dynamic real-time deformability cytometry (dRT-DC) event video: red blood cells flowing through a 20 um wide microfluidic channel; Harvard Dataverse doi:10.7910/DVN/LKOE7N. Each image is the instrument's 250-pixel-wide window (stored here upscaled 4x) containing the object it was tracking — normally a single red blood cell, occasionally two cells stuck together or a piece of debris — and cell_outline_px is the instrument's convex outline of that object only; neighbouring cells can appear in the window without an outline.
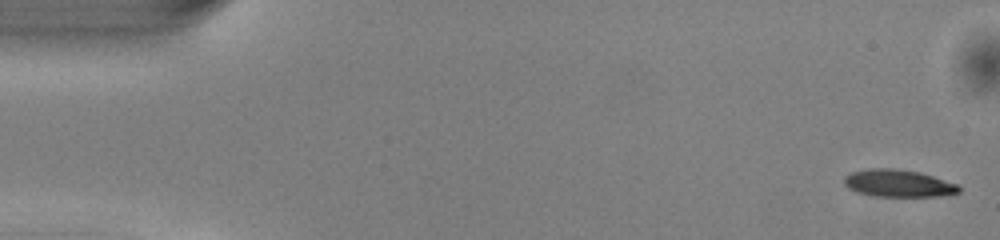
{"species": "common noctule bat (a hibernating species)", "species_latin": "Nyctalus noctula", "temperature_condition": "warm", "stored_images_in_passage": 50, "camera_frame_rate_fps": 3000, "um_per_image_px": 0.085, "animal": {"sex": "male", "body_mass_g": 13.0, "forearm_length_mm": 53.1}, "frame": {"image": 1, "passage_image": 1, "time_ms": 0.0, "image_size_px": [1000, 240], "cell_outline_px": [[960, 192], [940, 196], [876, 196], [856, 192], [848, 188], [844, 184], [844, 176], [852, 172], [872, 168], [892, 168], [920, 172], [960, 184]], "centroid_in_image_um": [76.38, 15.58], "position_along_channel_um": 8.6, "area_um2": 18.32}}
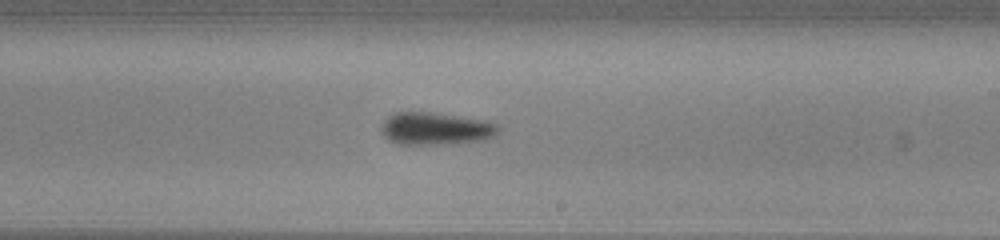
{"frame": {"image": 2, "passage_image": 29, "time_ms": 9.333, "image_size_px": [1000, 240], "cell_outline_px": [[500, 128], [496, 136], [484, 140], [452, 144], [400, 144], [388, 140], [380, 132], [380, 124], [388, 116], [396, 112], [428, 112], [484, 120], [496, 124]], "centroid_in_image_um": [37.0, 10.94], "position_along_channel_um": 252.0, "area_um2": 22.31}}
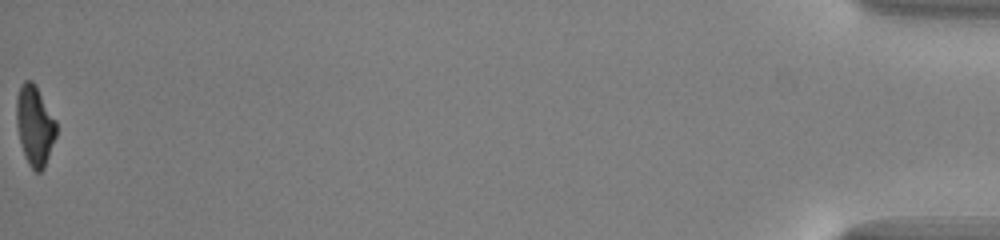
{"frame": {"image": 3, "passage_image": 50, "time_ms": 16.333, "image_size_px": [1000, 240], "cell_outline_px": [[56, 136], [44, 168], [40, 172], [36, 172], [28, 164], [24, 156], [16, 124], [16, 96], [24, 80], [32, 80], [36, 84], [56, 120]], "centroid_in_image_um": [2.95, 10.65], "position_along_channel_um": 432.3, "area_um2": 18.67}, "authors_computed_cell_mechanics": {"area_um2": 20.5768, "velocity_mm_per_s": 4.0944, "shape_relaxation_time_tau1_ms": 2.3538, "shape_relaxation_time_tau2_ms": null, "deformation_change_tau1": 0.1371, "deformation_change_tau2": null}}